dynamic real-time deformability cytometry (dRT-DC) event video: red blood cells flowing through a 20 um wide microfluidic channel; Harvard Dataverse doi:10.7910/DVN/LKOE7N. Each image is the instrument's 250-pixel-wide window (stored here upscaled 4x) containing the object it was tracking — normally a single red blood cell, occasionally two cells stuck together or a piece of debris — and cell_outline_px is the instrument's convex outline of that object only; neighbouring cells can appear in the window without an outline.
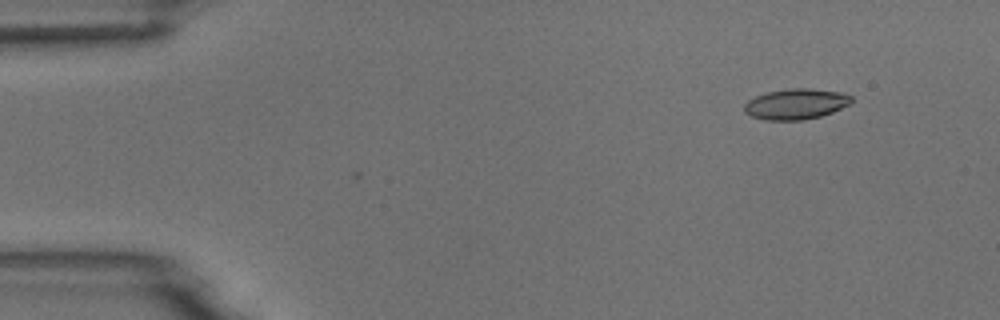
{"species": "common noctule bat (a hibernating species)", "species_latin": "Nyctalus noctula", "temperature_condition": "room temperature", "stored_images_in_passage": 2, "camera_frame_rate_fps": 3000, "um_per_image_px": 0.085, "animal": {"sex": "male", "body_mass_g": 18.8}, "frame": {"image": 1, "passage_image": 2, "time_ms": 2.0, "image_size_px": [1000, 320], "cell_outline_px": [[852, 100], [848, 104], [832, 112], [820, 116], [804, 120], [764, 120], [752, 116], [744, 112], [744, 104], [748, 100], [756, 96], [768, 92], [792, 88], [808, 88], [844, 92], [852, 96]], "centroid_in_image_um": [67.65, 8.84], "position_along_channel_um": 17.4, "area_um2": 19.07}}